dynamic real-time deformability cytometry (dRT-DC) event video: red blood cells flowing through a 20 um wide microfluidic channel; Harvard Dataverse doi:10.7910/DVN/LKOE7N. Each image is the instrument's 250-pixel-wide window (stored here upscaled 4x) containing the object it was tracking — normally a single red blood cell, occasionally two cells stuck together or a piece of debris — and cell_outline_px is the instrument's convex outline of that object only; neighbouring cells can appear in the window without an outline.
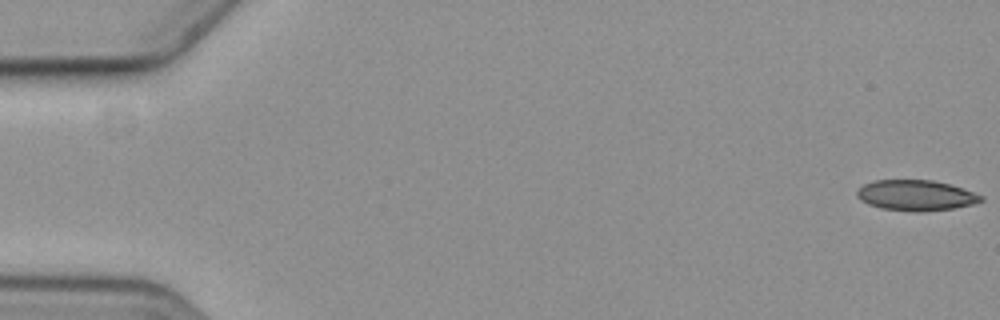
{"species": "common noctule bat (a hibernating species)", "species_latin": "Nyctalus noctula", "temperature_condition": "cold", "stored_images_in_passage": 7, "camera_frame_rate_fps": 3000, "um_per_image_px": 0.085, "animal": {"sex": "female", "body_mass_g": 19.3, "forearm_length_mm": 54.1}, "frame": {"image": 1, "passage_image": 1, "time_ms": 0.0, "image_size_px": [1000, 320], "cell_outline_px": [[984, 200], [972, 204], [952, 208], [880, 208], [868, 204], [860, 200], [856, 196], [856, 192], [864, 184], [872, 180], [932, 180], [948, 184], [984, 196]], "centroid_in_image_um": [77.8, 16.54], "position_along_channel_um": 7.2, "area_um2": 20.87}}
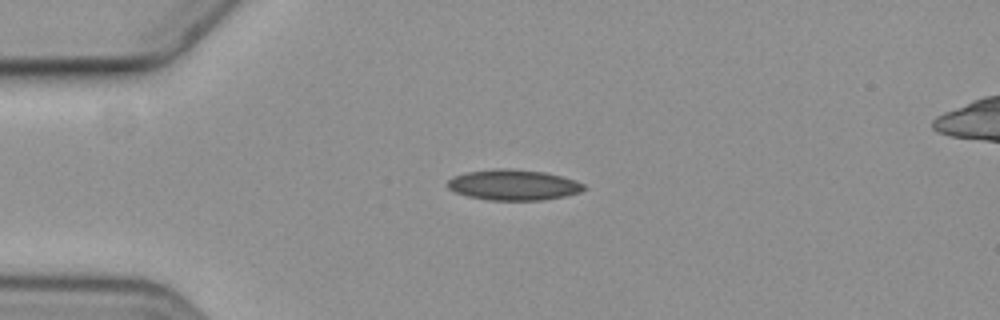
{"frame": {"image": 2, "passage_image": 5, "time_ms": 4.667, "image_size_px": [1000, 320], "cell_outline_px": [[588, 188], [580, 192], [564, 196], [544, 200], [488, 200], [468, 196], [456, 192], [448, 188], [448, 180], [452, 176], [468, 172], [492, 168], [516, 168], [544, 172], [576, 180], [584, 184]], "centroid_in_image_um": [43.66, 15.71], "position_along_channel_um": 41.3, "area_um2": 24.51}}
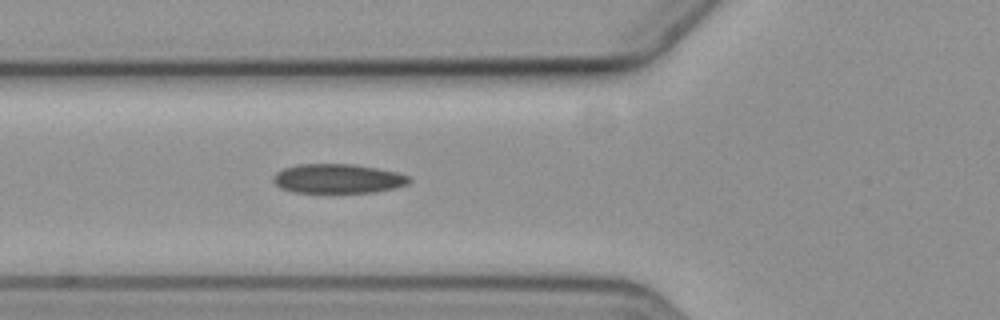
{"frame": {"image": 3, "passage_image": 7, "time_ms": 7.0, "image_size_px": [1000, 320], "cell_outline_px": [[412, 180], [408, 184], [396, 188], [376, 192], [292, 192], [280, 188], [272, 180], [272, 176], [276, 172], [284, 168], [296, 164], [352, 164], [376, 168], [396, 172], [408, 176]], "centroid_in_image_um": [28.7, 15.18], "position_along_channel_um": 97.1, "area_um2": 23.29}}